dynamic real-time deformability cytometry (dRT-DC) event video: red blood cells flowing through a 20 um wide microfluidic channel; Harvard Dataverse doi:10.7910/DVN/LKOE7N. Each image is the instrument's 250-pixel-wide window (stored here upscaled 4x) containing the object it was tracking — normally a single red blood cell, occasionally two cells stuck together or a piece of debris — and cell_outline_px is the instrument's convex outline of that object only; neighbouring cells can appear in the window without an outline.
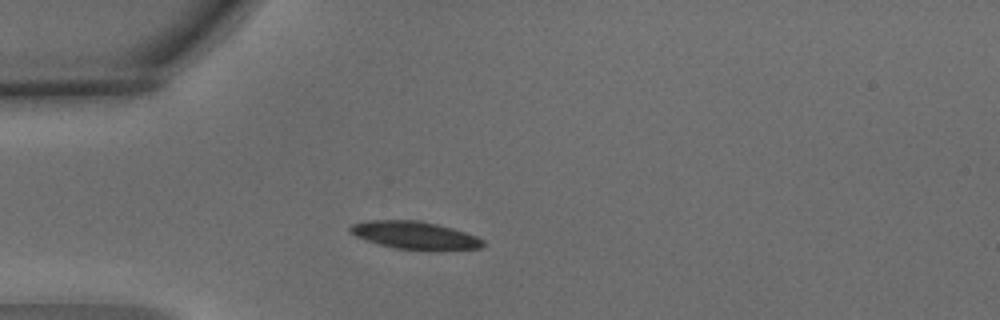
{"species": "common noctule bat (a hibernating species)", "species_latin": "Nyctalus noctula", "temperature_condition": "warm", "stored_images_in_passage": 1, "camera_frame_rate_fps": 3000, "um_per_image_px": 0.085, "animal": {"sex": "male", "body_mass_g": 15.6}, "frame": {"image": 1, "passage_image": 1, "time_ms": 0.0, "image_size_px": [1000, 320], "cell_outline_px": [[484, 244], [480, 248], [428, 252], [396, 248], [380, 244], [356, 236], [348, 232], [348, 228], [352, 224], [368, 220], [420, 220], [452, 228], [476, 236], [484, 240]], "centroid_in_image_um": [35.28, 20.02], "position_along_channel_um": 49.7, "area_um2": 21.79}}